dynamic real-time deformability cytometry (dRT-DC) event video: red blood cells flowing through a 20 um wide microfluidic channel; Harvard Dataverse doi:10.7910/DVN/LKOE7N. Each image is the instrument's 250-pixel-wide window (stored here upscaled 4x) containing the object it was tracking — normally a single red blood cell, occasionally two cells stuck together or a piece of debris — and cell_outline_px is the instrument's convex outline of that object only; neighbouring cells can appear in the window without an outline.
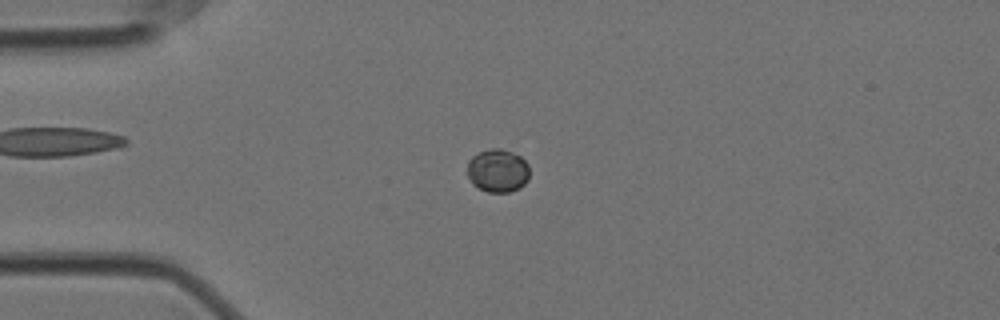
{"species": "Egyptian fruit bat (a non-hibernating species)", "species_latin": "Rousettus aegyptiacus", "temperature_condition": "cold", "stored_images_in_passage": 57, "camera_frame_rate_fps": 3000, "um_per_image_px": 0.085, "animal": {"sex": "female"}, "frame": {"image": 1, "passage_image": 14, "time_ms": 4.333, "image_size_px": [1000, 320], "cell_outline_px": [[528, 180], [520, 188], [508, 192], [488, 192], [472, 184], [468, 176], [468, 160], [472, 156], [488, 148], [500, 148], [512, 152], [520, 156], [528, 164]], "centroid_in_image_um": [42.3, 14.5], "position_along_channel_um": 42.7, "area_um2": 15.66}}
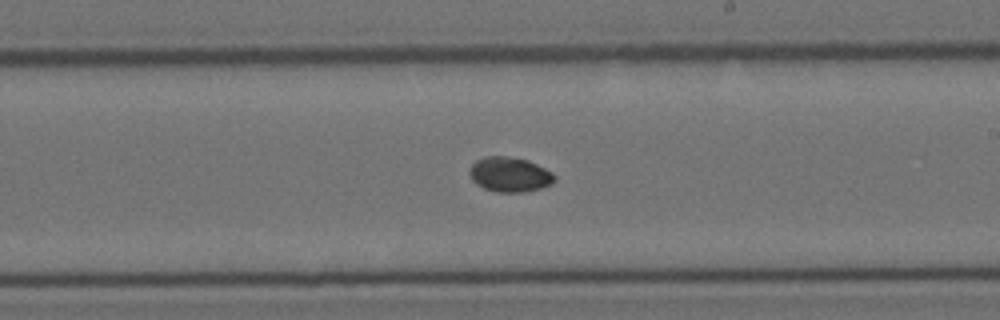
{"frame": {"image": 2, "passage_image": 33, "time_ms": 10.667, "image_size_px": [1000, 320], "cell_outline_px": [[556, 180], [552, 184], [540, 188], [524, 192], [496, 192], [484, 188], [476, 184], [472, 180], [468, 172], [472, 164], [476, 160], [484, 156], [504, 156], [528, 160], [552, 172], [556, 176]], "centroid_in_image_um": [43.32, 14.83], "position_along_channel_um": 245.7, "area_um2": 17.34}}
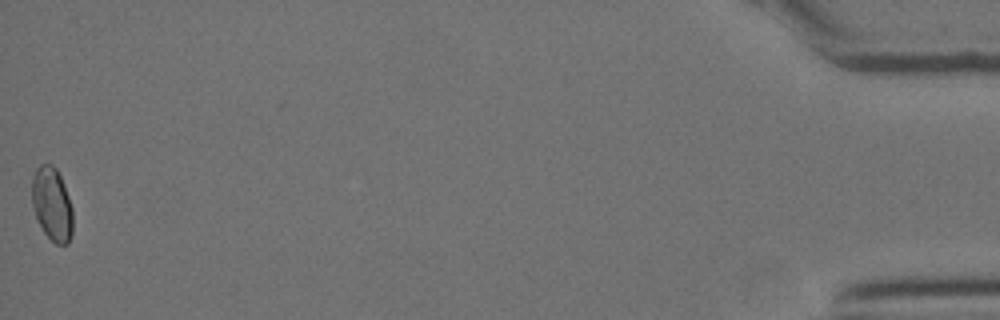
{"frame": {"image": 3, "passage_image": 57, "time_ms": 18.667, "image_size_px": [1000, 320], "cell_outline_px": [[72, 236], [68, 244], [56, 244], [44, 232], [36, 220], [32, 204], [32, 176], [36, 168], [40, 164], [52, 164], [56, 168], [60, 176], [68, 196], [72, 208]], "centroid_in_image_um": [4.41, 17.35], "position_along_channel_um": 430.8, "area_um2": 17.57}}